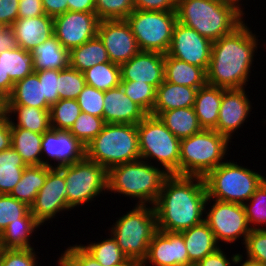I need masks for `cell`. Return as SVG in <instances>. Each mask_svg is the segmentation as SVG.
I'll list each match as a JSON object with an SVG mask.
<instances>
[{
	"label": "cell",
	"instance_id": "ab89813d",
	"mask_svg": "<svg viewBox=\"0 0 266 266\" xmlns=\"http://www.w3.org/2000/svg\"><path fill=\"white\" fill-rule=\"evenodd\" d=\"M243 206L249 227L263 229L266 226V179Z\"/></svg>",
	"mask_w": 266,
	"mask_h": 266
},
{
	"label": "cell",
	"instance_id": "d6986e66",
	"mask_svg": "<svg viewBox=\"0 0 266 266\" xmlns=\"http://www.w3.org/2000/svg\"><path fill=\"white\" fill-rule=\"evenodd\" d=\"M140 266H190L183 235L179 232L157 231Z\"/></svg>",
	"mask_w": 266,
	"mask_h": 266
},
{
	"label": "cell",
	"instance_id": "8fae6325",
	"mask_svg": "<svg viewBox=\"0 0 266 266\" xmlns=\"http://www.w3.org/2000/svg\"><path fill=\"white\" fill-rule=\"evenodd\" d=\"M126 21L131 27L140 51H155L164 54L168 52L173 28L177 22L176 11L135 9Z\"/></svg>",
	"mask_w": 266,
	"mask_h": 266
},
{
	"label": "cell",
	"instance_id": "4316f807",
	"mask_svg": "<svg viewBox=\"0 0 266 266\" xmlns=\"http://www.w3.org/2000/svg\"><path fill=\"white\" fill-rule=\"evenodd\" d=\"M42 225L35 219L30 210L18 221L11 222L0 234V248H34L31 238ZM36 229V230H35ZM32 236V237H31ZM33 244V246L31 245Z\"/></svg>",
	"mask_w": 266,
	"mask_h": 266
},
{
	"label": "cell",
	"instance_id": "8992f818",
	"mask_svg": "<svg viewBox=\"0 0 266 266\" xmlns=\"http://www.w3.org/2000/svg\"><path fill=\"white\" fill-rule=\"evenodd\" d=\"M231 142L214 129H203L182 139L180 143V176L205 177L211 170L227 160Z\"/></svg>",
	"mask_w": 266,
	"mask_h": 266
},
{
	"label": "cell",
	"instance_id": "5bb4252c",
	"mask_svg": "<svg viewBox=\"0 0 266 266\" xmlns=\"http://www.w3.org/2000/svg\"><path fill=\"white\" fill-rule=\"evenodd\" d=\"M211 47L212 42L209 39L177 21L173 28L171 44L166 54L191 65L201 67L206 72L210 63Z\"/></svg>",
	"mask_w": 266,
	"mask_h": 266
},
{
	"label": "cell",
	"instance_id": "4dcf8cb0",
	"mask_svg": "<svg viewBox=\"0 0 266 266\" xmlns=\"http://www.w3.org/2000/svg\"><path fill=\"white\" fill-rule=\"evenodd\" d=\"M51 167L44 165L26 166L21 179L18 181L10 195L30 207L40 189L45 184L47 174Z\"/></svg>",
	"mask_w": 266,
	"mask_h": 266
},
{
	"label": "cell",
	"instance_id": "ba28073f",
	"mask_svg": "<svg viewBox=\"0 0 266 266\" xmlns=\"http://www.w3.org/2000/svg\"><path fill=\"white\" fill-rule=\"evenodd\" d=\"M225 160L205 177L207 198L225 202L246 203L266 179L260 172Z\"/></svg>",
	"mask_w": 266,
	"mask_h": 266
},
{
	"label": "cell",
	"instance_id": "ffe728a7",
	"mask_svg": "<svg viewBox=\"0 0 266 266\" xmlns=\"http://www.w3.org/2000/svg\"><path fill=\"white\" fill-rule=\"evenodd\" d=\"M164 57L160 52L139 51L120 65L121 81L146 82L157 89L164 81Z\"/></svg>",
	"mask_w": 266,
	"mask_h": 266
},
{
	"label": "cell",
	"instance_id": "bcb514c9",
	"mask_svg": "<svg viewBox=\"0 0 266 266\" xmlns=\"http://www.w3.org/2000/svg\"><path fill=\"white\" fill-rule=\"evenodd\" d=\"M38 253L34 248H0V266H41Z\"/></svg>",
	"mask_w": 266,
	"mask_h": 266
},
{
	"label": "cell",
	"instance_id": "d6a6232c",
	"mask_svg": "<svg viewBox=\"0 0 266 266\" xmlns=\"http://www.w3.org/2000/svg\"><path fill=\"white\" fill-rule=\"evenodd\" d=\"M106 62H110L107 50L98 36L69 51V66L80 72Z\"/></svg>",
	"mask_w": 266,
	"mask_h": 266
},
{
	"label": "cell",
	"instance_id": "1f68e13d",
	"mask_svg": "<svg viewBox=\"0 0 266 266\" xmlns=\"http://www.w3.org/2000/svg\"><path fill=\"white\" fill-rule=\"evenodd\" d=\"M158 118L179 140L188 138L203 130L193 107L164 111Z\"/></svg>",
	"mask_w": 266,
	"mask_h": 266
},
{
	"label": "cell",
	"instance_id": "9a60e30c",
	"mask_svg": "<svg viewBox=\"0 0 266 266\" xmlns=\"http://www.w3.org/2000/svg\"><path fill=\"white\" fill-rule=\"evenodd\" d=\"M99 21L95 12L67 11L53 18L54 35L70 51L97 36Z\"/></svg>",
	"mask_w": 266,
	"mask_h": 266
},
{
	"label": "cell",
	"instance_id": "f35d334b",
	"mask_svg": "<svg viewBox=\"0 0 266 266\" xmlns=\"http://www.w3.org/2000/svg\"><path fill=\"white\" fill-rule=\"evenodd\" d=\"M51 128L69 131L81 114V108L76 99H59L50 106Z\"/></svg>",
	"mask_w": 266,
	"mask_h": 266
},
{
	"label": "cell",
	"instance_id": "60d3db41",
	"mask_svg": "<svg viewBox=\"0 0 266 266\" xmlns=\"http://www.w3.org/2000/svg\"><path fill=\"white\" fill-rule=\"evenodd\" d=\"M86 86L83 72L68 66L58 70V95L59 99H77Z\"/></svg>",
	"mask_w": 266,
	"mask_h": 266
},
{
	"label": "cell",
	"instance_id": "6f0895ef",
	"mask_svg": "<svg viewBox=\"0 0 266 266\" xmlns=\"http://www.w3.org/2000/svg\"><path fill=\"white\" fill-rule=\"evenodd\" d=\"M11 145V123L6 114L0 119V152L10 148Z\"/></svg>",
	"mask_w": 266,
	"mask_h": 266
},
{
	"label": "cell",
	"instance_id": "816d5d0a",
	"mask_svg": "<svg viewBox=\"0 0 266 266\" xmlns=\"http://www.w3.org/2000/svg\"><path fill=\"white\" fill-rule=\"evenodd\" d=\"M223 246L218 248L215 252L205 256L200 262L195 266H235L238 253H232L229 257ZM226 253V254H225Z\"/></svg>",
	"mask_w": 266,
	"mask_h": 266
},
{
	"label": "cell",
	"instance_id": "836d02e7",
	"mask_svg": "<svg viewBox=\"0 0 266 266\" xmlns=\"http://www.w3.org/2000/svg\"><path fill=\"white\" fill-rule=\"evenodd\" d=\"M43 134L23 128H11L12 147L22 157L27 166L42 165Z\"/></svg>",
	"mask_w": 266,
	"mask_h": 266
},
{
	"label": "cell",
	"instance_id": "9f6ffc18",
	"mask_svg": "<svg viewBox=\"0 0 266 266\" xmlns=\"http://www.w3.org/2000/svg\"><path fill=\"white\" fill-rule=\"evenodd\" d=\"M44 13L52 18L68 11L67 0H42Z\"/></svg>",
	"mask_w": 266,
	"mask_h": 266
},
{
	"label": "cell",
	"instance_id": "2e32d148",
	"mask_svg": "<svg viewBox=\"0 0 266 266\" xmlns=\"http://www.w3.org/2000/svg\"><path fill=\"white\" fill-rule=\"evenodd\" d=\"M97 36L103 42L110 62L121 65L140 51L126 19L99 21Z\"/></svg>",
	"mask_w": 266,
	"mask_h": 266
},
{
	"label": "cell",
	"instance_id": "91938a15",
	"mask_svg": "<svg viewBox=\"0 0 266 266\" xmlns=\"http://www.w3.org/2000/svg\"><path fill=\"white\" fill-rule=\"evenodd\" d=\"M14 82L9 77L8 73H5L3 67V52H0V94L4 98H8L13 90Z\"/></svg>",
	"mask_w": 266,
	"mask_h": 266
},
{
	"label": "cell",
	"instance_id": "7dc6e473",
	"mask_svg": "<svg viewBox=\"0 0 266 266\" xmlns=\"http://www.w3.org/2000/svg\"><path fill=\"white\" fill-rule=\"evenodd\" d=\"M76 100L81 112L103 118L104 91L86 85Z\"/></svg>",
	"mask_w": 266,
	"mask_h": 266
},
{
	"label": "cell",
	"instance_id": "c3c4849f",
	"mask_svg": "<svg viewBox=\"0 0 266 266\" xmlns=\"http://www.w3.org/2000/svg\"><path fill=\"white\" fill-rule=\"evenodd\" d=\"M244 255L266 265V231L263 229H251L245 241Z\"/></svg>",
	"mask_w": 266,
	"mask_h": 266
},
{
	"label": "cell",
	"instance_id": "cb8c5ba5",
	"mask_svg": "<svg viewBox=\"0 0 266 266\" xmlns=\"http://www.w3.org/2000/svg\"><path fill=\"white\" fill-rule=\"evenodd\" d=\"M180 233L184 238L190 266H195L205 256L215 252L221 247L217 243L214 233L205 221Z\"/></svg>",
	"mask_w": 266,
	"mask_h": 266
},
{
	"label": "cell",
	"instance_id": "3957f363",
	"mask_svg": "<svg viewBox=\"0 0 266 266\" xmlns=\"http://www.w3.org/2000/svg\"><path fill=\"white\" fill-rule=\"evenodd\" d=\"M177 21L215 42L245 19V11L226 0H177Z\"/></svg>",
	"mask_w": 266,
	"mask_h": 266
},
{
	"label": "cell",
	"instance_id": "6125c7cd",
	"mask_svg": "<svg viewBox=\"0 0 266 266\" xmlns=\"http://www.w3.org/2000/svg\"><path fill=\"white\" fill-rule=\"evenodd\" d=\"M236 265L237 266L238 265L239 266H266L262 262L251 260V259H249L247 257H245V260H244L243 253L241 254L240 251L238 253V257H237V260H236Z\"/></svg>",
	"mask_w": 266,
	"mask_h": 266
},
{
	"label": "cell",
	"instance_id": "52a82bcc",
	"mask_svg": "<svg viewBox=\"0 0 266 266\" xmlns=\"http://www.w3.org/2000/svg\"><path fill=\"white\" fill-rule=\"evenodd\" d=\"M86 157L107 171L116 165L141 159L137 125L106 123L86 146Z\"/></svg>",
	"mask_w": 266,
	"mask_h": 266
},
{
	"label": "cell",
	"instance_id": "d4e9b609",
	"mask_svg": "<svg viewBox=\"0 0 266 266\" xmlns=\"http://www.w3.org/2000/svg\"><path fill=\"white\" fill-rule=\"evenodd\" d=\"M7 106H28L50 110L43 96V81H39L36 72L14 83L11 95L6 99Z\"/></svg>",
	"mask_w": 266,
	"mask_h": 266
},
{
	"label": "cell",
	"instance_id": "f5cc1de1",
	"mask_svg": "<svg viewBox=\"0 0 266 266\" xmlns=\"http://www.w3.org/2000/svg\"><path fill=\"white\" fill-rule=\"evenodd\" d=\"M19 0H0V27H11L18 19Z\"/></svg>",
	"mask_w": 266,
	"mask_h": 266
},
{
	"label": "cell",
	"instance_id": "e575fe53",
	"mask_svg": "<svg viewBox=\"0 0 266 266\" xmlns=\"http://www.w3.org/2000/svg\"><path fill=\"white\" fill-rule=\"evenodd\" d=\"M108 235L107 239L81 246L103 266H138L124 255L113 236Z\"/></svg>",
	"mask_w": 266,
	"mask_h": 266
},
{
	"label": "cell",
	"instance_id": "b9f144b4",
	"mask_svg": "<svg viewBox=\"0 0 266 266\" xmlns=\"http://www.w3.org/2000/svg\"><path fill=\"white\" fill-rule=\"evenodd\" d=\"M120 86L134 103L139 105L147 114H151L156 98L154 86L139 81H121Z\"/></svg>",
	"mask_w": 266,
	"mask_h": 266
},
{
	"label": "cell",
	"instance_id": "11a10c76",
	"mask_svg": "<svg viewBox=\"0 0 266 266\" xmlns=\"http://www.w3.org/2000/svg\"><path fill=\"white\" fill-rule=\"evenodd\" d=\"M42 0H19L18 18H34L43 16Z\"/></svg>",
	"mask_w": 266,
	"mask_h": 266
},
{
	"label": "cell",
	"instance_id": "94428289",
	"mask_svg": "<svg viewBox=\"0 0 266 266\" xmlns=\"http://www.w3.org/2000/svg\"><path fill=\"white\" fill-rule=\"evenodd\" d=\"M68 11L95 12V0H67Z\"/></svg>",
	"mask_w": 266,
	"mask_h": 266
},
{
	"label": "cell",
	"instance_id": "7402d4cb",
	"mask_svg": "<svg viewBox=\"0 0 266 266\" xmlns=\"http://www.w3.org/2000/svg\"><path fill=\"white\" fill-rule=\"evenodd\" d=\"M11 28L18 47L28 52L54 35L53 18L46 14L34 18H18Z\"/></svg>",
	"mask_w": 266,
	"mask_h": 266
},
{
	"label": "cell",
	"instance_id": "e7e4bbea",
	"mask_svg": "<svg viewBox=\"0 0 266 266\" xmlns=\"http://www.w3.org/2000/svg\"><path fill=\"white\" fill-rule=\"evenodd\" d=\"M7 112V100L0 94V119H2Z\"/></svg>",
	"mask_w": 266,
	"mask_h": 266
},
{
	"label": "cell",
	"instance_id": "6da1fadb",
	"mask_svg": "<svg viewBox=\"0 0 266 266\" xmlns=\"http://www.w3.org/2000/svg\"><path fill=\"white\" fill-rule=\"evenodd\" d=\"M252 31L244 20L231 33L212 42L210 63L206 71L207 84L224 89L246 88L251 70L255 67V53L264 46L260 45L261 41Z\"/></svg>",
	"mask_w": 266,
	"mask_h": 266
},
{
	"label": "cell",
	"instance_id": "03108f58",
	"mask_svg": "<svg viewBox=\"0 0 266 266\" xmlns=\"http://www.w3.org/2000/svg\"><path fill=\"white\" fill-rule=\"evenodd\" d=\"M226 1H230V2H233V3H235L240 9H242L243 11L246 9L245 7L243 8V6L245 5H248V4H243L244 2V0H226ZM242 2V3H241ZM243 5V6H242Z\"/></svg>",
	"mask_w": 266,
	"mask_h": 266
},
{
	"label": "cell",
	"instance_id": "7c38bea8",
	"mask_svg": "<svg viewBox=\"0 0 266 266\" xmlns=\"http://www.w3.org/2000/svg\"><path fill=\"white\" fill-rule=\"evenodd\" d=\"M205 222L214 233L215 239L220 246L229 244L231 246V244L240 239L242 241L241 244L244 245L251 231L244 206L239 203L207 198ZM221 243L225 244L222 245Z\"/></svg>",
	"mask_w": 266,
	"mask_h": 266
},
{
	"label": "cell",
	"instance_id": "db71d44e",
	"mask_svg": "<svg viewBox=\"0 0 266 266\" xmlns=\"http://www.w3.org/2000/svg\"><path fill=\"white\" fill-rule=\"evenodd\" d=\"M135 9L145 11H176L177 0H132Z\"/></svg>",
	"mask_w": 266,
	"mask_h": 266
},
{
	"label": "cell",
	"instance_id": "603a6c76",
	"mask_svg": "<svg viewBox=\"0 0 266 266\" xmlns=\"http://www.w3.org/2000/svg\"><path fill=\"white\" fill-rule=\"evenodd\" d=\"M197 90V88L164 80L156 89V98L151 115L158 117L164 111L193 107Z\"/></svg>",
	"mask_w": 266,
	"mask_h": 266
},
{
	"label": "cell",
	"instance_id": "8d00e7d4",
	"mask_svg": "<svg viewBox=\"0 0 266 266\" xmlns=\"http://www.w3.org/2000/svg\"><path fill=\"white\" fill-rule=\"evenodd\" d=\"M86 85L94 87L101 91L120 86L121 67L113 62L96 64L83 72Z\"/></svg>",
	"mask_w": 266,
	"mask_h": 266
},
{
	"label": "cell",
	"instance_id": "7a4b0ae2",
	"mask_svg": "<svg viewBox=\"0 0 266 266\" xmlns=\"http://www.w3.org/2000/svg\"><path fill=\"white\" fill-rule=\"evenodd\" d=\"M204 177L169 175L154 203L158 231L182 232L205 221Z\"/></svg>",
	"mask_w": 266,
	"mask_h": 266
},
{
	"label": "cell",
	"instance_id": "4fadbf2b",
	"mask_svg": "<svg viewBox=\"0 0 266 266\" xmlns=\"http://www.w3.org/2000/svg\"><path fill=\"white\" fill-rule=\"evenodd\" d=\"M65 186L64 174L58 168H52L47 174L45 184L30 206V212L42 226L45 223L49 224L50 221L52 223V219H56L60 213L71 211L67 203Z\"/></svg>",
	"mask_w": 266,
	"mask_h": 266
},
{
	"label": "cell",
	"instance_id": "003e7915",
	"mask_svg": "<svg viewBox=\"0 0 266 266\" xmlns=\"http://www.w3.org/2000/svg\"><path fill=\"white\" fill-rule=\"evenodd\" d=\"M263 43H264V45H265L264 47H266V43H265V42H263ZM265 49H266V48H265ZM262 122H264V123H265V122H266V120H265V121H262ZM265 124H266V123H265Z\"/></svg>",
	"mask_w": 266,
	"mask_h": 266
},
{
	"label": "cell",
	"instance_id": "f907efd6",
	"mask_svg": "<svg viewBox=\"0 0 266 266\" xmlns=\"http://www.w3.org/2000/svg\"><path fill=\"white\" fill-rule=\"evenodd\" d=\"M76 266H103L80 244L70 245L62 251Z\"/></svg>",
	"mask_w": 266,
	"mask_h": 266
},
{
	"label": "cell",
	"instance_id": "681fc988",
	"mask_svg": "<svg viewBox=\"0 0 266 266\" xmlns=\"http://www.w3.org/2000/svg\"><path fill=\"white\" fill-rule=\"evenodd\" d=\"M39 81H43V96L46 102L51 106L59 100L58 95V70L35 71Z\"/></svg>",
	"mask_w": 266,
	"mask_h": 266
},
{
	"label": "cell",
	"instance_id": "ac0fdd59",
	"mask_svg": "<svg viewBox=\"0 0 266 266\" xmlns=\"http://www.w3.org/2000/svg\"><path fill=\"white\" fill-rule=\"evenodd\" d=\"M245 88L224 89L223 97L219 110V117L215 131L226 136L230 141L238 129L242 128L251 116L252 101L249 99V92ZM245 123V124H244ZM234 134V135H233Z\"/></svg>",
	"mask_w": 266,
	"mask_h": 266
},
{
	"label": "cell",
	"instance_id": "9c48e42d",
	"mask_svg": "<svg viewBox=\"0 0 266 266\" xmlns=\"http://www.w3.org/2000/svg\"><path fill=\"white\" fill-rule=\"evenodd\" d=\"M137 132L141 159L163 168L169 175H180L181 140L151 114L137 124Z\"/></svg>",
	"mask_w": 266,
	"mask_h": 266
},
{
	"label": "cell",
	"instance_id": "ee69618b",
	"mask_svg": "<svg viewBox=\"0 0 266 266\" xmlns=\"http://www.w3.org/2000/svg\"><path fill=\"white\" fill-rule=\"evenodd\" d=\"M135 7L132 0H95V13L98 19H126Z\"/></svg>",
	"mask_w": 266,
	"mask_h": 266
},
{
	"label": "cell",
	"instance_id": "30bf717a",
	"mask_svg": "<svg viewBox=\"0 0 266 266\" xmlns=\"http://www.w3.org/2000/svg\"><path fill=\"white\" fill-rule=\"evenodd\" d=\"M58 169L64 174L67 203L71 210L85 206L107 193L108 171L86 156Z\"/></svg>",
	"mask_w": 266,
	"mask_h": 266
},
{
	"label": "cell",
	"instance_id": "484cf974",
	"mask_svg": "<svg viewBox=\"0 0 266 266\" xmlns=\"http://www.w3.org/2000/svg\"><path fill=\"white\" fill-rule=\"evenodd\" d=\"M222 97L223 88L207 83L197 90L193 108L203 129L216 127Z\"/></svg>",
	"mask_w": 266,
	"mask_h": 266
},
{
	"label": "cell",
	"instance_id": "f6af8a7d",
	"mask_svg": "<svg viewBox=\"0 0 266 266\" xmlns=\"http://www.w3.org/2000/svg\"><path fill=\"white\" fill-rule=\"evenodd\" d=\"M29 210L30 207L10 194H0V234L9 223L18 221Z\"/></svg>",
	"mask_w": 266,
	"mask_h": 266
},
{
	"label": "cell",
	"instance_id": "7bdbcfd3",
	"mask_svg": "<svg viewBox=\"0 0 266 266\" xmlns=\"http://www.w3.org/2000/svg\"><path fill=\"white\" fill-rule=\"evenodd\" d=\"M105 124L103 118L81 112L69 132L86 147Z\"/></svg>",
	"mask_w": 266,
	"mask_h": 266
},
{
	"label": "cell",
	"instance_id": "be15d7a7",
	"mask_svg": "<svg viewBox=\"0 0 266 266\" xmlns=\"http://www.w3.org/2000/svg\"><path fill=\"white\" fill-rule=\"evenodd\" d=\"M59 256L56 263L58 264L57 266H76L64 253Z\"/></svg>",
	"mask_w": 266,
	"mask_h": 266
},
{
	"label": "cell",
	"instance_id": "44dd1931",
	"mask_svg": "<svg viewBox=\"0 0 266 266\" xmlns=\"http://www.w3.org/2000/svg\"><path fill=\"white\" fill-rule=\"evenodd\" d=\"M147 115L124 93L121 86L104 91L103 120L105 123L137 125Z\"/></svg>",
	"mask_w": 266,
	"mask_h": 266
},
{
	"label": "cell",
	"instance_id": "680465c9",
	"mask_svg": "<svg viewBox=\"0 0 266 266\" xmlns=\"http://www.w3.org/2000/svg\"><path fill=\"white\" fill-rule=\"evenodd\" d=\"M18 47L17 39L11 27H0V52Z\"/></svg>",
	"mask_w": 266,
	"mask_h": 266
},
{
	"label": "cell",
	"instance_id": "f546056e",
	"mask_svg": "<svg viewBox=\"0 0 266 266\" xmlns=\"http://www.w3.org/2000/svg\"><path fill=\"white\" fill-rule=\"evenodd\" d=\"M6 114L11 128H23L40 134L51 129L49 110L28 106H7Z\"/></svg>",
	"mask_w": 266,
	"mask_h": 266
},
{
	"label": "cell",
	"instance_id": "e0dca14e",
	"mask_svg": "<svg viewBox=\"0 0 266 266\" xmlns=\"http://www.w3.org/2000/svg\"><path fill=\"white\" fill-rule=\"evenodd\" d=\"M41 149L42 165L51 168L73 164L86 156V147L69 131L52 128L43 134Z\"/></svg>",
	"mask_w": 266,
	"mask_h": 266
},
{
	"label": "cell",
	"instance_id": "5b68a950",
	"mask_svg": "<svg viewBox=\"0 0 266 266\" xmlns=\"http://www.w3.org/2000/svg\"><path fill=\"white\" fill-rule=\"evenodd\" d=\"M109 234L116 240L124 255L138 266L146 259L149 244L158 231L153 205H134L126 214L115 218Z\"/></svg>",
	"mask_w": 266,
	"mask_h": 266
},
{
	"label": "cell",
	"instance_id": "f1b7e54d",
	"mask_svg": "<svg viewBox=\"0 0 266 266\" xmlns=\"http://www.w3.org/2000/svg\"><path fill=\"white\" fill-rule=\"evenodd\" d=\"M164 80L170 83L201 88L206 82V72L198 66L191 65L165 54Z\"/></svg>",
	"mask_w": 266,
	"mask_h": 266
},
{
	"label": "cell",
	"instance_id": "83f0119b",
	"mask_svg": "<svg viewBox=\"0 0 266 266\" xmlns=\"http://www.w3.org/2000/svg\"><path fill=\"white\" fill-rule=\"evenodd\" d=\"M30 53L33 56L34 72L62 70L69 66V51L61 45L55 35L36 46Z\"/></svg>",
	"mask_w": 266,
	"mask_h": 266
},
{
	"label": "cell",
	"instance_id": "d590c367",
	"mask_svg": "<svg viewBox=\"0 0 266 266\" xmlns=\"http://www.w3.org/2000/svg\"><path fill=\"white\" fill-rule=\"evenodd\" d=\"M27 165L11 146L0 152V194H10Z\"/></svg>",
	"mask_w": 266,
	"mask_h": 266
},
{
	"label": "cell",
	"instance_id": "74e56055",
	"mask_svg": "<svg viewBox=\"0 0 266 266\" xmlns=\"http://www.w3.org/2000/svg\"><path fill=\"white\" fill-rule=\"evenodd\" d=\"M3 67L11 80L15 83L34 72L33 56L23 48L7 49L3 51Z\"/></svg>",
	"mask_w": 266,
	"mask_h": 266
},
{
	"label": "cell",
	"instance_id": "277c9868",
	"mask_svg": "<svg viewBox=\"0 0 266 266\" xmlns=\"http://www.w3.org/2000/svg\"><path fill=\"white\" fill-rule=\"evenodd\" d=\"M168 176L163 168L143 159L119 164L108 170L107 193L134 199L136 205H154Z\"/></svg>",
	"mask_w": 266,
	"mask_h": 266
}]
</instances>
